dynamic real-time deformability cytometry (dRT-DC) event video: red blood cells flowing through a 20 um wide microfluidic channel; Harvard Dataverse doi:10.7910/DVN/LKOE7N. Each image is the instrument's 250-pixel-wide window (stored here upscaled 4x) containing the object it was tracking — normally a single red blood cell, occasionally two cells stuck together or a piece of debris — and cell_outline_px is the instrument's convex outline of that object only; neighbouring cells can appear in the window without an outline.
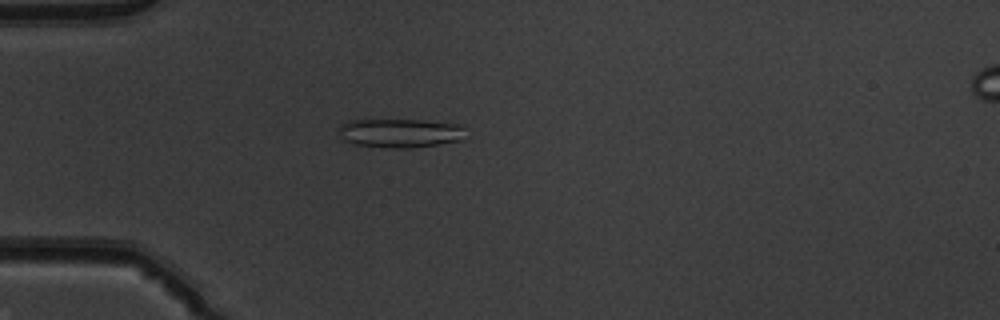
{"species": "common noctule bat (a hibernating species)", "species_latin": "Nyctalus noctula", "temperature_condition": "warm", "stored_images_in_passage": 51, "camera_frame_rate_fps": 3000, "um_per_image_px": 0.085, "animal": {"sex": "male", "body_mass_g": 19.5, "forearm_length_mm": 54.6}, "frame": {"image": 1, "passage_image": 15, "time_ms": 4.667, "image_size_px": [1000, 320], "cell_outline_px": [[464, 128], [460, 140], [412, 148], [392, 148], [356, 144], [344, 140], [340, 136], [336, 128], [348, 120], [420, 120], [460, 124]], "centroid_in_image_um": [33.94, 11.3], "position_along_channel_um": 51.1, "area_um2": 21.21}}
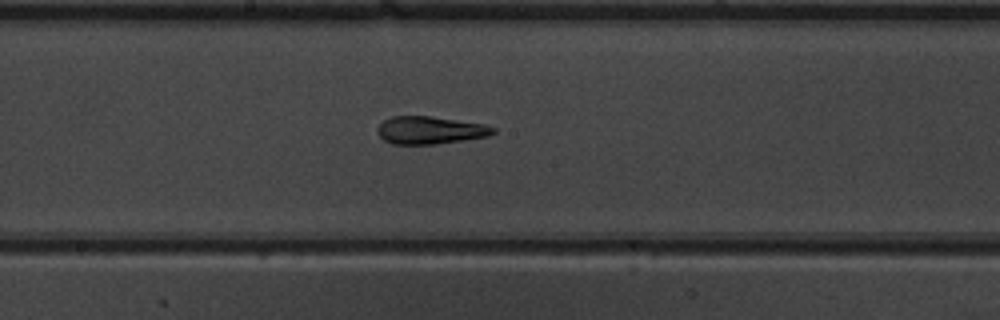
{"frame": {"image": 2, "passage_image": 28, "time_ms": 9.0, "image_size_px": [1000, 320], "cell_outline_px": [[496, 132], [488, 136], [464, 140], [436, 144], [392, 144], [384, 140], [376, 132], [376, 128], [384, 120], [392, 116], [428, 116], [484, 124], [496, 128]], "centroid_in_image_um": [36.54, 11.07], "position_along_channel_um": 211.7, "area_um2": 18.61}}
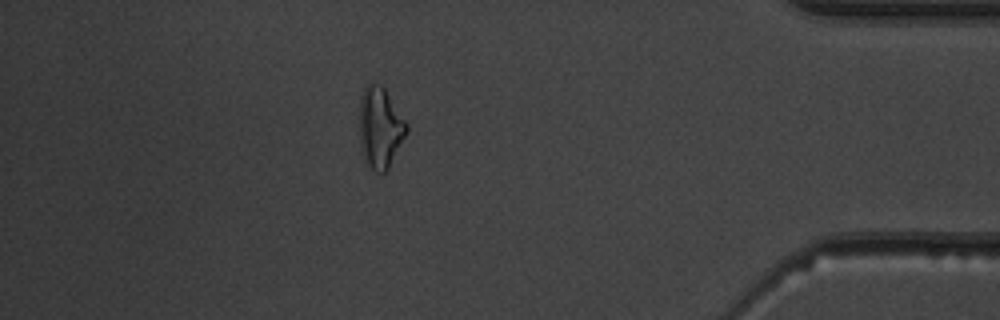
{"frame": {"image": 3, "passage_image": 45, "time_ms": 14.667, "image_size_px": [1000, 320], "cell_outline_px": [[408, 132], [388, 168], [384, 172], [376, 172], [364, 160], [360, 144], [360, 96], [364, 88], [368, 84], [380, 84], [384, 88], [408, 124]], "centroid_in_image_um": [32.32, 10.84], "position_along_channel_um": 402.9, "area_um2": 22.02}, "authors_computed_cell_mechanics": {"area_um2": 19.941, "velocity_mm_per_s": 4.0393, "shape_relaxation_time_tau1_ms": null, "shape_relaxation_time_tau2_ms": 2.7414, "deformation_change_tau1": null, "deformation_change_tau2": 0.116}}